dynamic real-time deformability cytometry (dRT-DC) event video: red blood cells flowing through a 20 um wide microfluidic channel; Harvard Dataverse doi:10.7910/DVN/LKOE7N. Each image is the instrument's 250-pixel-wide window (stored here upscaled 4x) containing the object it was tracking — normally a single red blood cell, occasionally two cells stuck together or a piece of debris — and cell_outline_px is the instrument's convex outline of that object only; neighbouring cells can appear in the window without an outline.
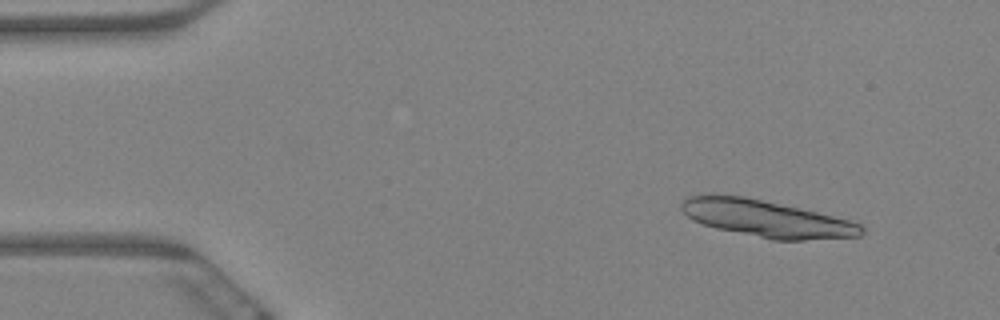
{"species": "Egyptian fruit bat (a non-hibernating species)", "species_latin": "Rousettus aegyptiacus", "temperature_condition": "warm", "stored_images_in_passage": 19, "camera_frame_rate_fps": 3000, "um_per_image_px": 0.085, "animal": {"sex": "female"}, "frame": {"image": 1, "passage_image": 6, "time_ms": 1.667, "image_size_px": [1000, 320], "cell_outline_px": [[864, 232], [860, 236], [804, 240], [772, 240], [716, 228], [692, 220], [680, 208], [680, 204], [684, 196], [704, 192], [712, 192], [744, 196], [816, 212], [848, 220], [860, 224], [864, 228]], "centroid_in_image_um": [65.03, 18.55], "position_along_channel_um": 20.0, "area_um2": 39.02}}